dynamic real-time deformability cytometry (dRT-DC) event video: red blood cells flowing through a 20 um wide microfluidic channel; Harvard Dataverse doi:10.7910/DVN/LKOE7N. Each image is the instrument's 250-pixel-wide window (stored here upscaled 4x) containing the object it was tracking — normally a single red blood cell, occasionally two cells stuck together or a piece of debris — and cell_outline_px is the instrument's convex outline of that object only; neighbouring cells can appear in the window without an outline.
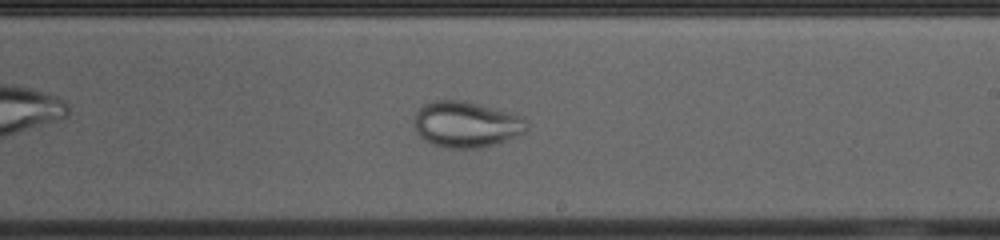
{"species": "common noctule bat (a hibernating species)", "species_latin": "Nyctalus noctula", "temperature_condition": "cold", "stored_images_in_passage": 54, "camera_frame_rate_fps": 3000, "um_per_image_px": 0.085, "animal": {"sex": "female", "body_mass_g": 23.0, "forearm_length_mm": 53.4}, "frame": {"image": 1, "passage_image": 31, "time_ms": 10.0, "image_size_px": [1000, 240], "cell_outline_px": [[528, 128], [524, 132], [516, 136], [492, 144], [476, 148], [448, 148], [432, 144], [424, 140], [416, 132], [416, 112], [424, 104], [432, 100], [464, 100], [496, 108], [524, 116], [528, 120]], "centroid_in_image_um": [39.66, 10.55], "position_along_channel_um": 249.3, "area_um2": 30.17}}
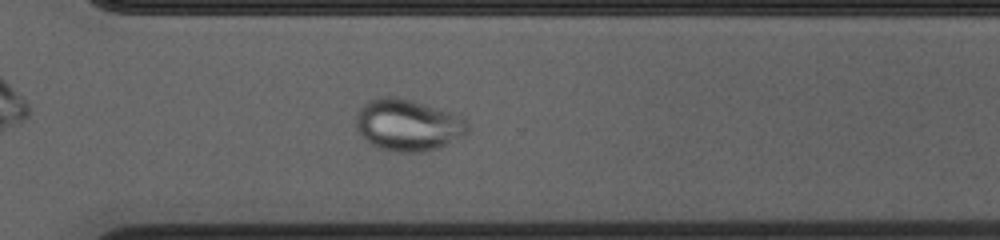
{"frame": {"image": 2, "passage_image": 38, "time_ms": 12.333, "image_size_px": [1000, 240], "cell_outline_px": [[468, 132], [448, 144], [440, 148], [424, 152], [396, 152], [380, 148], [364, 140], [356, 128], [356, 116], [360, 108], [368, 100], [380, 96], [396, 96], [464, 116], [468, 124]], "centroid_in_image_um": [34.67, 10.63], "position_along_channel_um": 335.9, "area_um2": 33.81}}
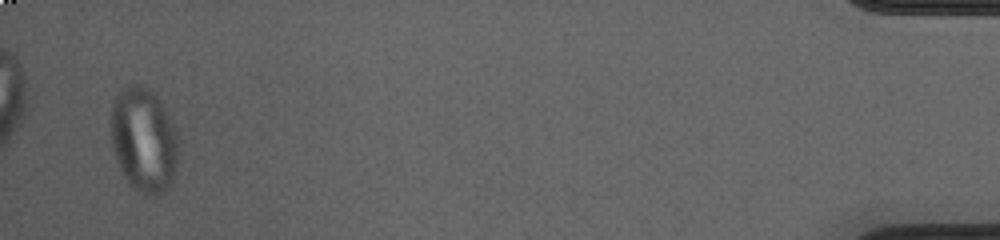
{"frame": {"image": 3, "passage_image": 52, "time_ms": 17.0, "image_size_px": [1000, 240], "cell_outline_px": [[176, 168], [172, 180], [156, 196], [144, 196], [124, 176], [116, 160], [112, 144], [112, 108], [116, 96], [128, 84], [140, 84], [148, 88], [156, 96], [176, 128]], "centroid_in_image_um": [12.21, 11.88], "position_along_channel_um": 423.0, "area_um2": 40.23}}